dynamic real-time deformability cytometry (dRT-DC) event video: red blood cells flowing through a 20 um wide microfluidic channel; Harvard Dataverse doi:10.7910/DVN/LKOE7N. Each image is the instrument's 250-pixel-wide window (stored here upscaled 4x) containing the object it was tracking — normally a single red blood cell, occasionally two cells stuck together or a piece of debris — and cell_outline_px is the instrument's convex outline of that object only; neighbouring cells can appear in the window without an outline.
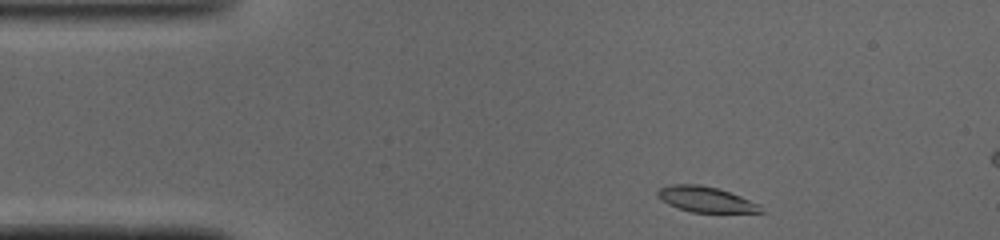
{"species": "common noctule bat (a hibernating species)", "species_latin": "Nyctalus noctula", "temperature_condition": "cold", "stored_images_in_passage": 7, "camera_frame_rate_fps": 3000, "um_per_image_px": 0.085, "animal": {"sex": "male", "body_mass_g": 19.0, "forearm_length_mm": 50.8}, "frame": {"image": 1, "passage_image": 1, "time_ms": 0.0, "image_size_px": [1000, 240], "cell_outline_px": [[764, 212], [692, 212], [668, 204], [660, 200], [656, 196], [656, 192], [660, 188], [672, 184], [700, 184], [716, 188], [740, 196], [760, 204]], "centroid_in_image_um": [59.96, 16.94], "position_along_channel_um": 25.0, "area_um2": 15.2}}